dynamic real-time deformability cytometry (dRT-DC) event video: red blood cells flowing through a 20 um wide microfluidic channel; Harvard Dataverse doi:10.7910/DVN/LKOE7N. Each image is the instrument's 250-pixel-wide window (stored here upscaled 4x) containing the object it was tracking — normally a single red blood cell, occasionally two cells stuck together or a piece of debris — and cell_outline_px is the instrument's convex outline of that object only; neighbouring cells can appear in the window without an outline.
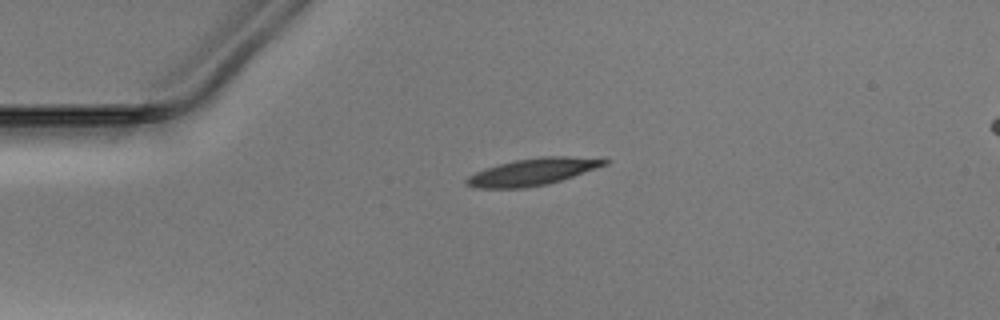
{"species": "Egyptian fruit bat (a non-hibernating species)", "species_latin": "Rousettus aegyptiacus", "temperature_condition": "warm", "stored_images_in_passage": 40, "camera_frame_rate_fps": 3000, "um_per_image_px": 0.085, "animal": {"sex": "male"}, "frame": {"image": 1, "passage_image": 1, "time_ms": 0.0, "image_size_px": [1000, 320], "cell_outline_px": [[612, 160], [608, 164], [548, 184], [524, 188], [476, 188], [464, 184], [464, 180], [468, 176], [484, 168], [516, 160], [540, 156], [568, 156]], "centroid_in_image_um": [45.24, 14.61], "position_along_channel_um": 39.8, "area_um2": 21.56}}
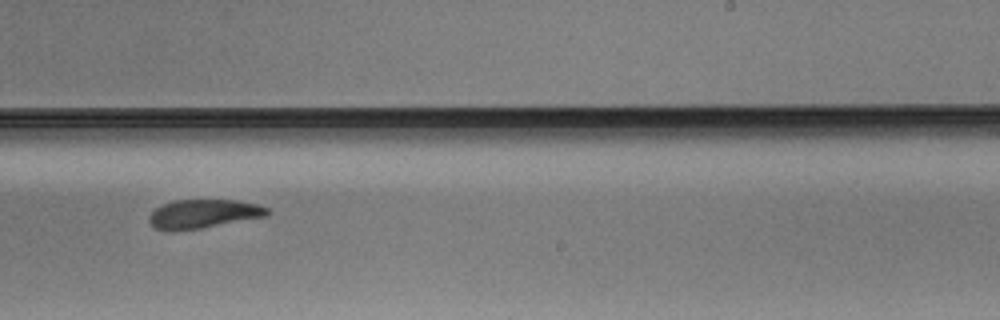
{"frame": {"image": 2, "passage_image": 21, "time_ms": 6.667, "image_size_px": [1000, 320], "cell_outline_px": [[272, 212], [268, 216], [200, 228], [172, 232], [156, 228], [148, 220], [148, 216], [156, 208], [164, 204], [176, 200], [236, 200], [260, 204], [268, 208]], "centroid_in_image_um": [17.33, 18.18], "position_along_channel_um": 271.7, "area_um2": 19.94}}
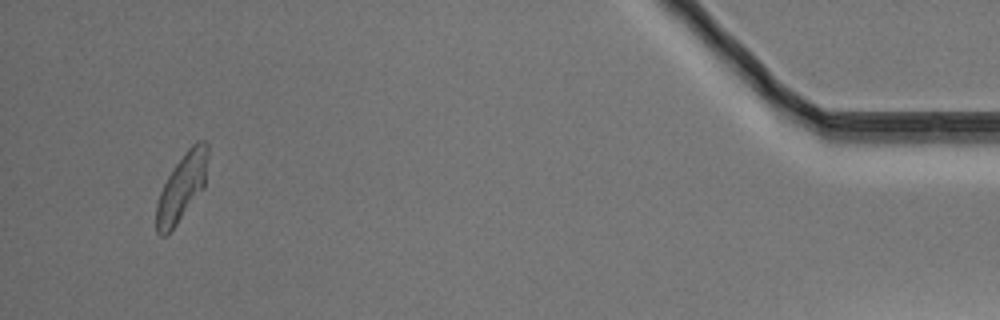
{"frame": {"image": 3, "passage_image": 38, "time_ms": 12.333, "image_size_px": [1000, 320], "cell_outline_px": [[208, 156], [204, 188], [176, 224], [164, 236], [160, 236], [156, 232], [156, 204], [160, 192], [168, 176], [184, 152], [196, 140], [204, 140], [208, 144]], "centroid_in_image_um": [15.47, 15.88], "position_along_channel_um": 419.7, "area_um2": 20.0}}